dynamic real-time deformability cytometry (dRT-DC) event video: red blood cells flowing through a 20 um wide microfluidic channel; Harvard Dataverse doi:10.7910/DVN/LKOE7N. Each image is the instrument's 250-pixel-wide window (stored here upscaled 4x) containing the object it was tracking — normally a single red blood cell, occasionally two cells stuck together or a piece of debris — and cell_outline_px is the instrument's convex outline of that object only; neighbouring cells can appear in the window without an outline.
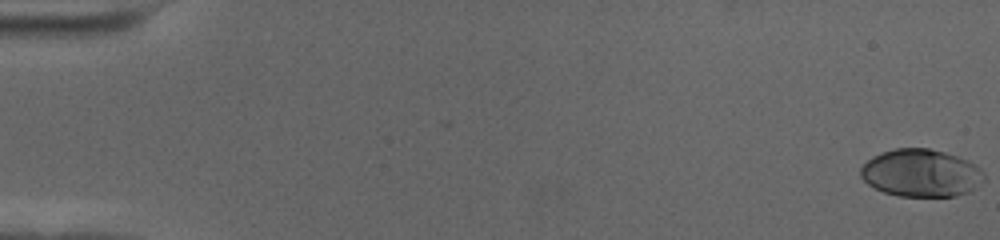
{"species": "human", "species_latin": "Homo sapiens", "temperature_condition": "cold", "stored_images_in_passage": 60, "camera_frame_rate_fps": 3000, "um_per_image_px": 0.085, "donor": {"sex": "female"}, "frame": {"image": 1, "passage_image": 1, "time_ms": 0.0, "image_size_px": [1000, 240], "cell_outline_px": [[984, 180], [968, 192], [956, 196], [900, 196], [884, 192], [868, 184], [860, 176], [860, 168], [872, 156], [896, 148], [928, 148], [944, 152], [968, 160], [976, 164], [984, 172]], "centroid_in_image_um": [78.3, 14.7], "position_along_channel_um": 6.7, "area_um2": 34.1}}
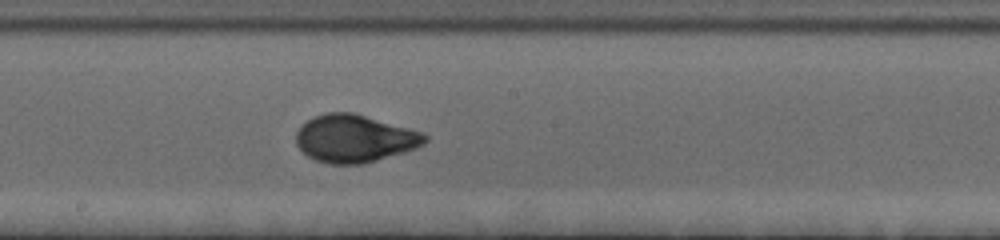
{"frame": {"image": 2, "passage_image": 34, "time_ms": 11.0, "image_size_px": [1000, 240], "cell_outline_px": [[428, 140], [424, 144], [416, 148], [404, 152], [364, 164], [328, 164], [316, 160], [308, 156], [296, 144], [296, 132], [300, 124], [312, 116], [324, 112], [352, 112], [424, 132], [428, 136]], "centroid_in_image_um": [30.13, 11.76], "position_along_channel_um": 218.1, "area_um2": 36.07}}
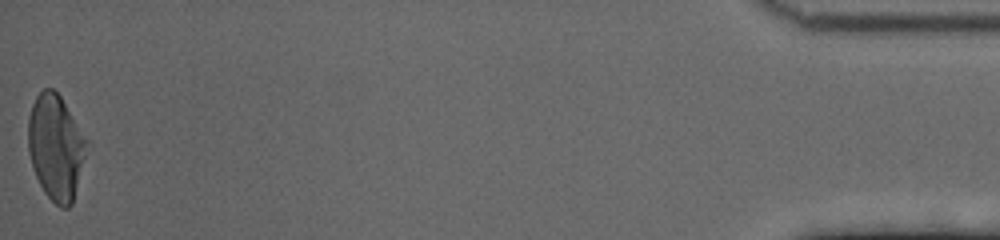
{"frame": {"image": 3, "passage_image": 60, "time_ms": 19.667, "image_size_px": [1000, 240], "cell_outline_px": [[88, 140], [72, 204], [68, 208], [60, 208], [44, 192], [36, 176], [28, 152], [28, 116], [32, 104], [36, 96], [44, 88], [52, 88], [60, 96]], "centroid_in_image_um": [4.72, 12.49], "position_along_channel_um": 430.5, "area_um2": 35.43}, "authors_computed_cell_mechanics": {"area_um2": 34.2465, "velocity_mm_per_s": 3.4649, "shape_relaxation_time_tau1_ms": 4.1479, "shape_relaxation_time_tau2_ms": null, "deformation_change_tau1": 0.1978, "deformation_change_tau2": null}}